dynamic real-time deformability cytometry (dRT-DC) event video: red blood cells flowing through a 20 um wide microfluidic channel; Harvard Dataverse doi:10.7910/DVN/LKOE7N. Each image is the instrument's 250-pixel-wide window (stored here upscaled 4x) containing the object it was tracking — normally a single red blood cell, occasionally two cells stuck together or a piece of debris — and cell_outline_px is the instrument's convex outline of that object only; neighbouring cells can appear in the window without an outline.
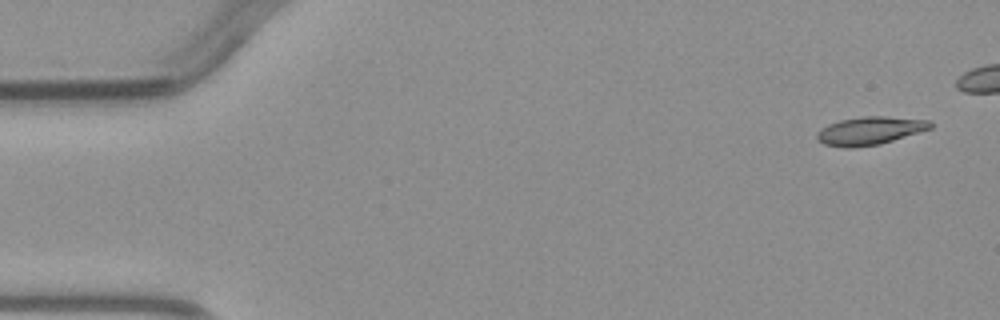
{"species": "common noctule bat (a hibernating species)", "species_latin": "Nyctalus noctula", "temperature_condition": "warm", "stored_images_in_passage": 3, "camera_frame_rate_fps": 3000, "um_per_image_px": 0.085, "animal": {"sex": "male", "body_mass_g": 23.1, "forearm_length_mm": 52.7}, "frame": {"image": 1, "passage_image": 1, "time_ms": 0.0, "image_size_px": [1000, 320], "cell_outline_px": [[932, 128], [880, 144], [848, 148], [824, 144], [816, 136], [816, 132], [820, 128], [828, 124], [840, 120], [860, 116], [884, 116], [932, 120]], "centroid_in_image_um": [73.94, 11.1], "position_along_channel_um": 11.1, "area_um2": 18.55}}